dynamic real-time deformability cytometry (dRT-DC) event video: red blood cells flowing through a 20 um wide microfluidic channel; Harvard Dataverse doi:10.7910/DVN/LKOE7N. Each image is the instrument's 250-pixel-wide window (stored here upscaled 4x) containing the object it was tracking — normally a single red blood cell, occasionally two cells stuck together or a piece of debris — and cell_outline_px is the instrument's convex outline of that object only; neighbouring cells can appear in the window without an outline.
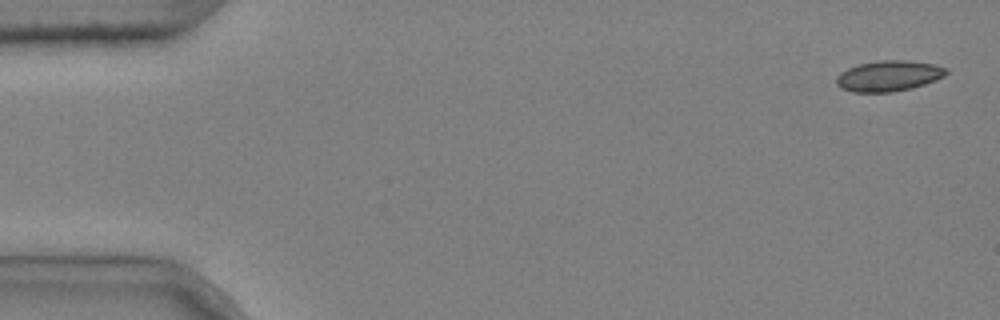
{"species": "common noctule bat (a hibernating species)", "species_latin": "Nyctalus noctula", "temperature_condition": "cold", "stored_images_in_passage": 5, "camera_frame_rate_fps": 3000, "um_per_image_px": 0.085, "animal": {"sex": "male", "body_mass_g": 20.4}, "frame": {"image": 1, "passage_image": 1, "time_ms": 0.0, "image_size_px": [1000, 320], "cell_outline_px": [[948, 72], [944, 76], [936, 80], [912, 88], [892, 92], [852, 92], [840, 88], [836, 84], [836, 76], [840, 72], [848, 68], [860, 64], [880, 60], [904, 60], [932, 64], [948, 68]], "centroid_in_image_um": [75.52, 6.46], "position_along_channel_um": 9.5, "area_um2": 19.65}}
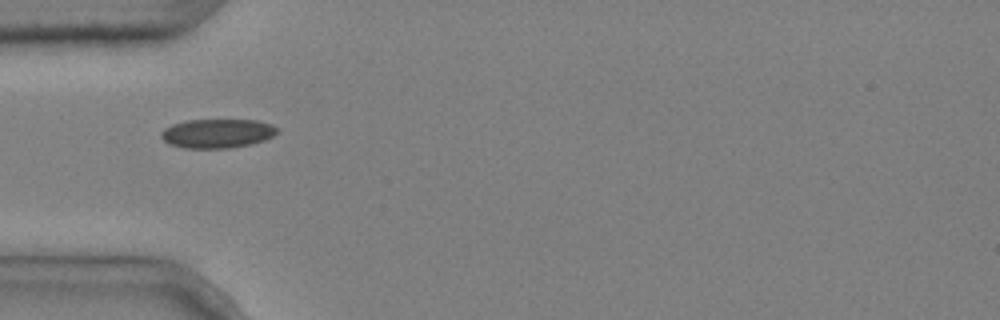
{"frame": {"image": 2, "passage_image": 5, "time_ms": 1.333, "image_size_px": [1000, 320], "cell_outline_px": [[280, 132], [264, 140], [252, 144], [228, 148], [184, 148], [168, 144], [160, 136], [160, 132], [164, 128], [172, 124], [188, 120], [256, 120], [272, 124], [280, 128]], "centroid_in_image_um": [18.48, 11.34], "position_along_channel_um": 66.5, "area_um2": 19.88}}